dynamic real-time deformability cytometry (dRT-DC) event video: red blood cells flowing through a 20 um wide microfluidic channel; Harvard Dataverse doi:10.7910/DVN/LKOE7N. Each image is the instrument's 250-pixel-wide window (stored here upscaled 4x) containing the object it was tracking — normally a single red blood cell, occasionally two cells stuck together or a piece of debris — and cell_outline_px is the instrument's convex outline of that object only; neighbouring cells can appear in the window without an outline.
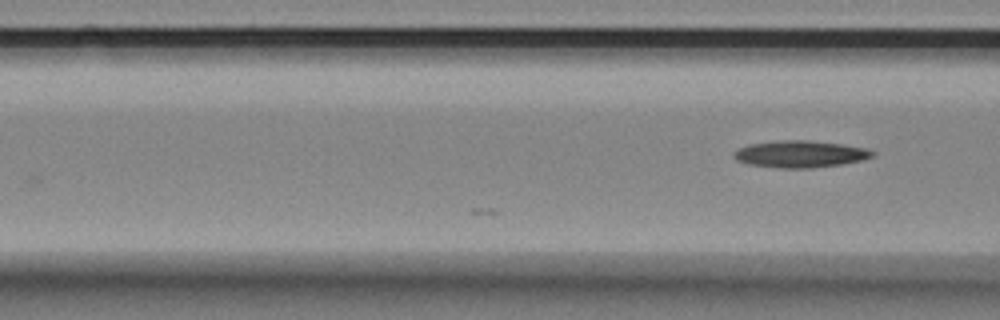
{"species": "Egyptian fruit bat (a non-hibernating species)", "species_latin": "Rousettus aegyptiacus", "temperature_condition": "room temperature", "stored_images_in_passage": 3, "camera_frame_rate_fps": 3000, "um_per_image_px": 0.085, "animal": {"sex": "female"}, "frame": {"image": 1, "passage_image": 3, "time_ms": 0.667, "image_size_px": [1000, 320], "cell_outline_px": [[876, 156], [864, 160], [844, 164], [812, 168], [780, 168], [748, 164], [736, 160], [732, 156], [732, 152], [736, 148], [748, 144], [780, 140], [808, 140], [840, 144], [868, 148], [876, 152]], "centroid_in_image_um": [68.03, 13.09], "position_along_channel_um": 98.6, "area_um2": 22.14}}